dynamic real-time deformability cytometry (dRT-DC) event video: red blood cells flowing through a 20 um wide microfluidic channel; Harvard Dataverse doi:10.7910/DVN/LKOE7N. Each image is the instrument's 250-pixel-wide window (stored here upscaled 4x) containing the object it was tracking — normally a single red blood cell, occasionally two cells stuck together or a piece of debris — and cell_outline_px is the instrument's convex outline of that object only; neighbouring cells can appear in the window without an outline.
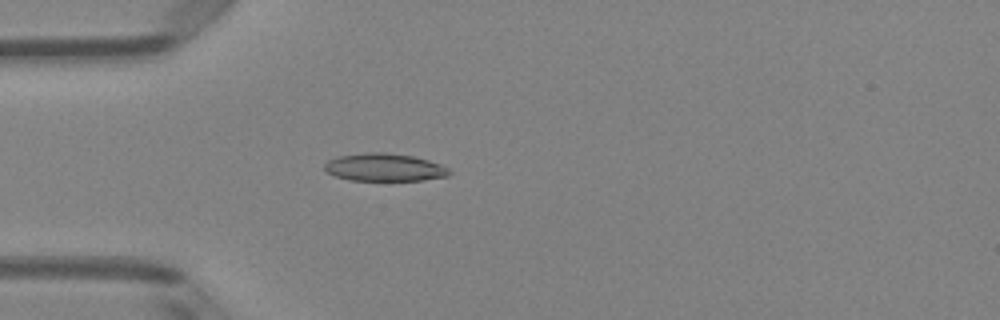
{"species": "Egyptian fruit bat (a non-hibernating species)", "species_latin": "Rousettus aegyptiacus", "temperature_condition": "room temperature", "stored_images_in_passage": 50, "camera_frame_rate_fps": 3000, "um_per_image_px": 0.085, "animal": {"sex": "female"}, "frame": {"image": 1, "passage_image": 14, "time_ms": 4.333, "image_size_px": [1000, 320], "cell_outline_px": [[452, 172], [448, 176], [424, 180], [348, 180], [336, 176], [328, 172], [324, 168], [324, 164], [328, 160], [336, 156], [368, 152], [384, 152], [412, 156], [428, 160], [440, 164], [448, 168]], "centroid_in_image_um": [32.67, 14.22], "position_along_channel_um": 52.3, "area_um2": 20.17}}
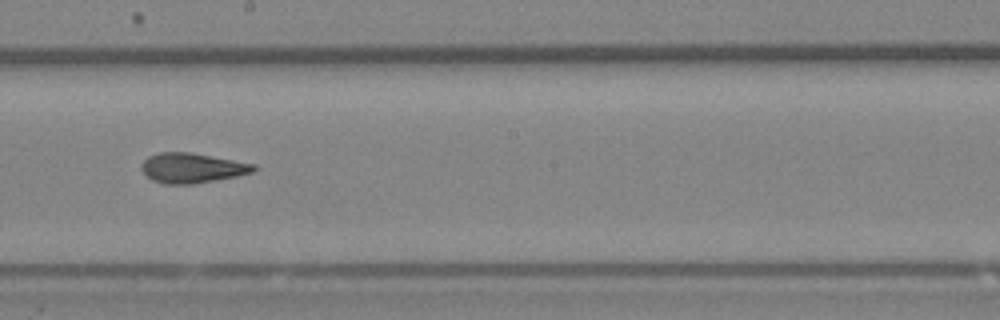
{"frame": {"image": 2, "passage_image": 28, "time_ms": 9.0, "image_size_px": [1000, 320], "cell_outline_px": [[256, 168], [252, 172], [236, 176], [216, 180], [192, 184], [164, 184], [152, 180], [140, 168], [140, 164], [148, 156], [160, 152], [192, 152], [256, 164]], "centroid_in_image_um": [16.31, 14.27], "position_along_channel_um": 231.9, "area_um2": 19.59}}
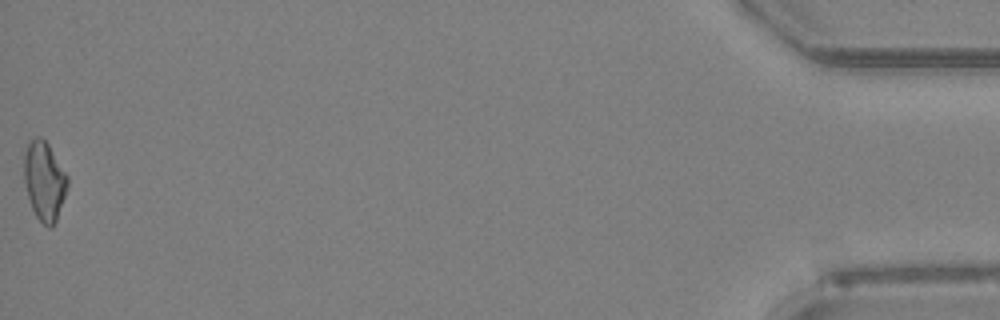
{"frame": {"image": 3, "passage_image": 50, "time_ms": 16.333, "image_size_px": [1000, 320], "cell_outline_px": [[68, 184], [56, 220], [52, 228], [48, 228], [36, 216], [32, 208], [28, 196], [24, 180], [24, 152], [28, 144], [36, 136], [40, 136], [48, 144], [68, 176]], "centroid_in_image_um": [3.76, 15.37], "position_along_channel_um": 431.4, "area_um2": 19.71}, "authors_computed_cell_mechanics": {"area_um2": 19.5942, "velocity_mm_per_s": 4.053, "shape_relaxation_time_tau1_ms": 9.0198, "shape_relaxation_time_tau2_ms": 1.1956, "deformation_change_tau1": 0.2295, "deformation_change_tau2": 0.0872}}